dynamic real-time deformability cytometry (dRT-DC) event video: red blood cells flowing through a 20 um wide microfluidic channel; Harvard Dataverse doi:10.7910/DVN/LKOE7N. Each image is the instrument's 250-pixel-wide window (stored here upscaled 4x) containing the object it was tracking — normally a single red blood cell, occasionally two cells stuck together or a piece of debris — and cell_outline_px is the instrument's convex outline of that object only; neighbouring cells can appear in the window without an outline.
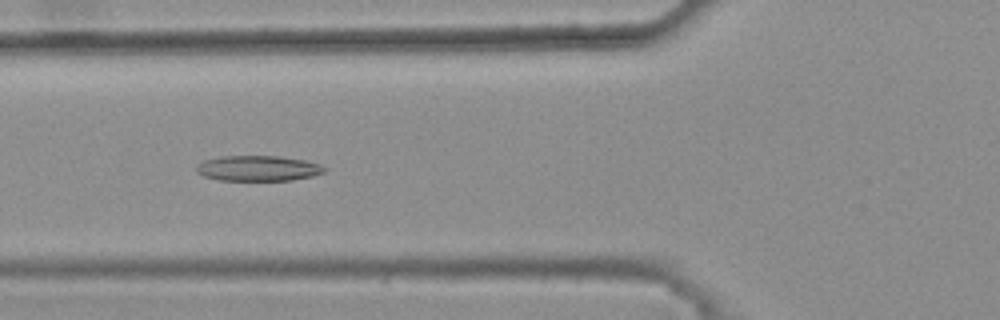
{"species": "common noctule bat (a hibernating species)", "species_latin": "Nyctalus noctula", "temperature_condition": "warm", "stored_images_in_passage": 46, "camera_frame_rate_fps": 3000, "um_per_image_px": 0.085, "animal": {"sex": "female", "body_mass_g": 25.1}, "frame": {"image": 1, "passage_image": 20, "time_ms": 6.333, "image_size_px": [1000, 320], "cell_outline_px": [[324, 172], [312, 176], [292, 180], [220, 180], [204, 176], [196, 172], [196, 164], [204, 160], [220, 156], [280, 156], [304, 160], [320, 164], [324, 168]], "centroid_in_image_um": [21.9, 14.3], "position_along_channel_um": 103.9, "area_um2": 18.9}}
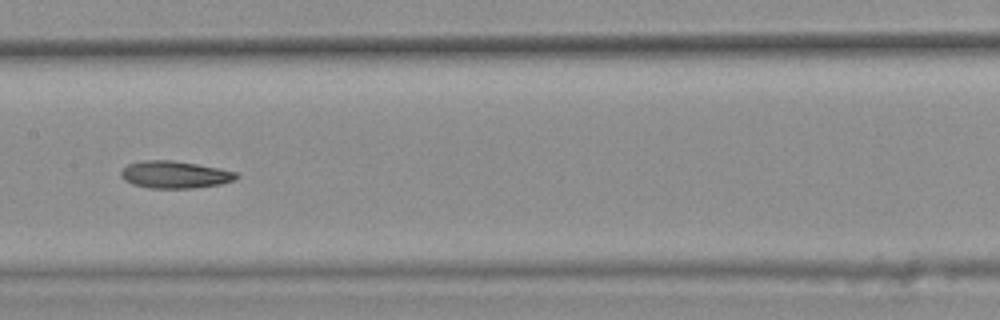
{"frame": {"image": 2, "passage_image": 27, "time_ms": 8.667, "image_size_px": [1000, 320], "cell_outline_px": [[240, 176], [236, 180], [220, 184], [192, 188], [148, 188], [132, 184], [124, 180], [120, 176], [120, 172], [128, 164], [144, 160], [172, 160], [220, 168], [236, 172]], "centroid_in_image_um": [14.86, 14.84], "position_along_channel_um": 192.5, "area_um2": 18.38}}
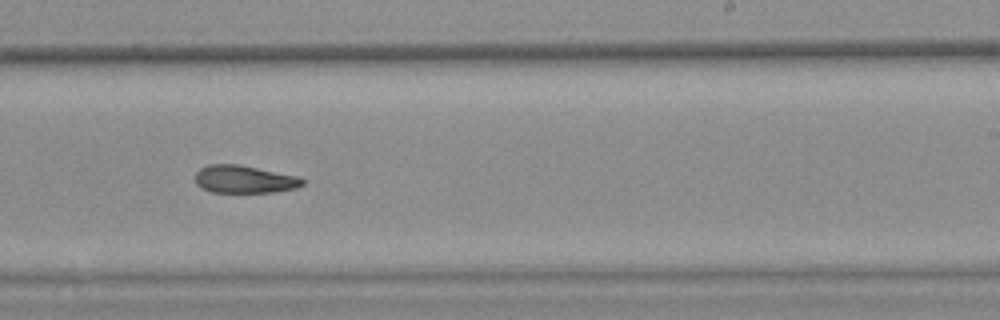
{"frame": {"image": 3, "passage_image": 33, "time_ms": 10.667, "image_size_px": [1000, 320], "cell_outline_px": [[304, 184], [296, 188], [276, 192], [212, 192], [200, 188], [196, 184], [196, 172], [200, 168], [208, 164], [236, 164], [296, 176], [304, 180]], "centroid_in_image_um": [20.73, 15.25], "position_along_channel_um": 268.3, "area_um2": 17.17}, "authors_computed_cell_mechanics": {"area_um2": 18.3804, "velocity_mm_per_s": 3.7978, "shape_relaxation_time_tau1_ms": null, "shape_relaxation_time_tau2_ms": 10.584, "deformation_change_tau1": null, "deformation_change_tau2": 0.2212}}